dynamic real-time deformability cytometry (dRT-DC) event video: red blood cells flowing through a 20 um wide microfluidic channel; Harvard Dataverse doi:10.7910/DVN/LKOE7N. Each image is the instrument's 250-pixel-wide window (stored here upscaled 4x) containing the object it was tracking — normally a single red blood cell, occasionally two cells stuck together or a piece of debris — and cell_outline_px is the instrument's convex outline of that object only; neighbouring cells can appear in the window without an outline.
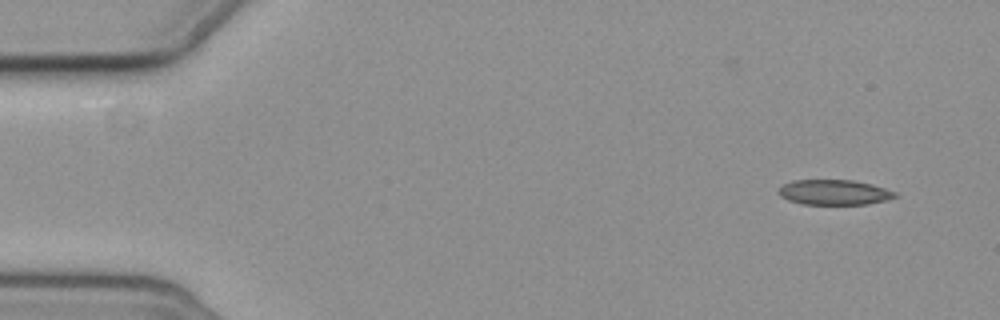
{"species": "common noctule bat (a hibernating species)", "species_latin": "Nyctalus noctula", "temperature_condition": "cold", "stored_images_in_passage": 6, "camera_frame_rate_fps": 3000, "um_per_image_px": 0.085, "animal": {"sex": "female", "body_mass_g": 19.3, "forearm_length_mm": 54.1}, "frame": {"image": 1, "passage_image": 1, "time_ms": 0.0, "image_size_px": [1000, 320], "cell_outline_px": [[896, 196], [888, 200], [868, 204], [804, 204], [788, 200], [780, 196], [776, 192], [784, 184], [792, 180], [852, 180], [872, 184], [896, 192]], "centroid_in_image_um": [70.89, 16.34], "position_along_channel_um": 14.1, "area_um2": 17.05}}
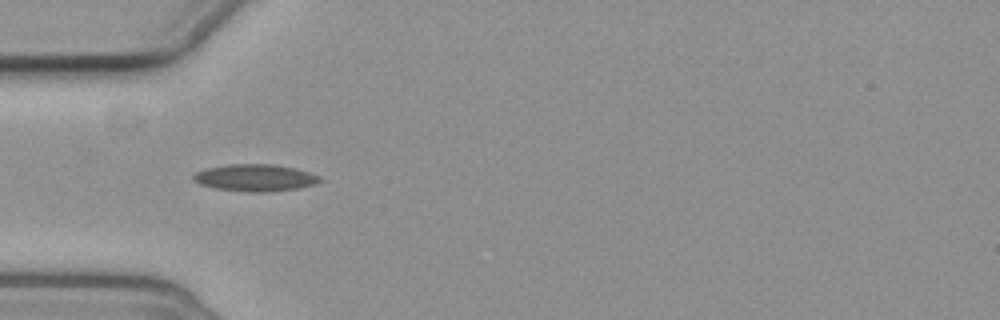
{"frame": {"image": 2, "passage_image": 5, "time_ms": 4.667, "image_size_px": [1000, 320], "cell_outline_px": [[324, 180], [316, 184], [300, 188], [264, 192], [248, 192], [216, 188], [200, 184], [192, 180], [192, 176], [196, 172], [208, 168], [228, 164], [272, 164], [292, 168], [308, 172], [320, 176]], "centroid_in_image_um": [21.7, 15.11], "position_along_channel_um": 63.3, "area_um2": 19.83}}
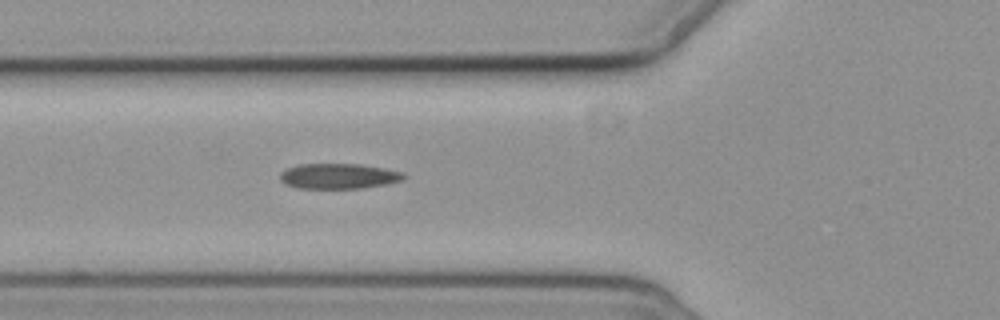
{"frame": {"image": 3, "passage_image": 6, "time_ms": 5.667, "image_size_px": [1000, 320], "cell_outline_px": [[408, 176], [404, 180], [388, 184], [364, 188], [300, 188], [284, 184], [280, 180], [280, 172], [288, 168], [300, 164], [360, 164], [384, 168], [404, 172]], "centroid_in_image_um": [28.84, 14.97], "position_along_channel_um": 97.0, "area_um2": 18.44}}